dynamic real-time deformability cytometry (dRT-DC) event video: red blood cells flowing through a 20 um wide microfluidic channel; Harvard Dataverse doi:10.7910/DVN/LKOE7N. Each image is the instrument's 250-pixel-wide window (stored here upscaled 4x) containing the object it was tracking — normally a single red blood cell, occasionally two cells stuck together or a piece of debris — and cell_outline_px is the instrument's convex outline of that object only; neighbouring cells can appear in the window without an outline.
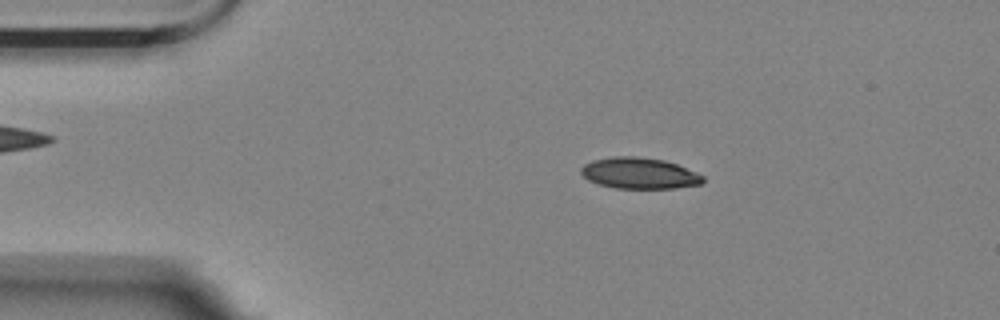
{"species": "Egyptian fruit bat (a non-hibernating species)", "species_latin": "Rousettus aegyptiacus", "temperature_condition": "room temperature", "stored_images_in_passage": 49, "camera_frame_rate_fps": 3000, "um_per_image_px": 0.085, "animal": {"sex": "female"}, "frame": {"image": 1, "passage_image": 4, "time_ms": 1.0, "image_size_px": [1000, 320], "cell_outline_px": [[704, 180], [700, 184], [672, 188], [616, 188], [600, 184], [588, 180], [580, 172], [580, 168], [584, 164], [592, 160], [612, 156], [636, 156], [664, 160], [676, 164], [704, 176]], "centroid_in_image_um": [54.3, 14.71], "position_along_channel_um": 30.7, "area_um2": 21.96}}
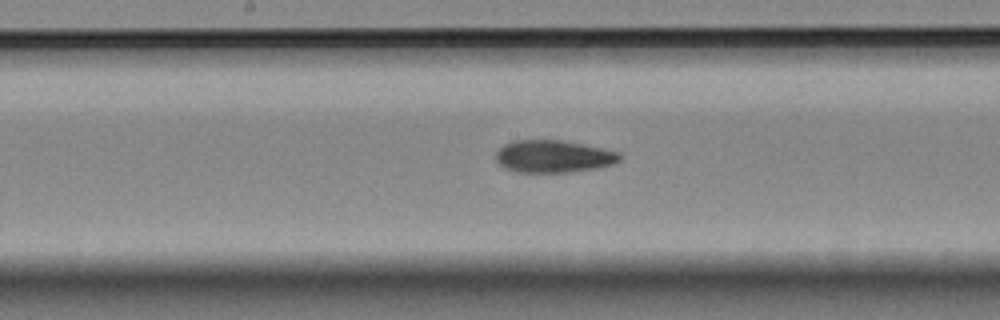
{"frame": {"image": 2, "passage_image": 22, "time_ms": 7.0, "image_size_px": [1000, 320], "cell_outline_px": [[620, 160], [612, 164], [596, 168], [572, 172], [516, 172], [504, 168], [496, 160], [496, 152], [504, 144], [512, 140], [560, 140], [620, 152]], "centroid_in_image_um": [47.0, 13.3], "position_along_channel_um": 201.2, "area_um2": 23.24}}
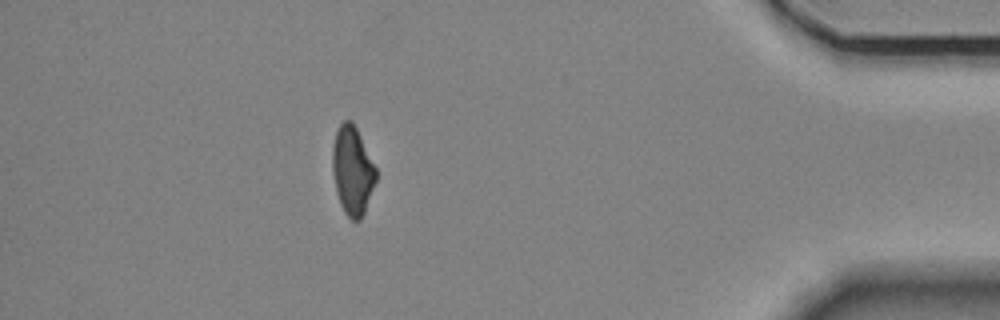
{"frame": {"image": 3, "passage_image": 43, "time_ms": 14.0, "image_size_px": [1000, 320], "cell_outline_px": [[376, 180], [364, 212], [360, 220], [352, 220], [344, 212], [340, 204], [336, 192], [332, 168], [332, 148], [336, 132], [340, 124], [344, 120], [352, 120], [376, 168]], "centroid_in_image_um": [29.94, 14.5], "position_along_channel_um": 405.3, "area_um2": 22.2}, "authors_computed_cell_mechanics": {"area_um2": 23.0044, "velocity_mm_per_s": 3.5846, "shape_relaxation_time_tau1_ms": 4.9215, "shape_relaxation_time_tau2_ms": 5.1428, "deformation_change_tau1": 0.1424, "deformation_change_tau2": 0.1199}}